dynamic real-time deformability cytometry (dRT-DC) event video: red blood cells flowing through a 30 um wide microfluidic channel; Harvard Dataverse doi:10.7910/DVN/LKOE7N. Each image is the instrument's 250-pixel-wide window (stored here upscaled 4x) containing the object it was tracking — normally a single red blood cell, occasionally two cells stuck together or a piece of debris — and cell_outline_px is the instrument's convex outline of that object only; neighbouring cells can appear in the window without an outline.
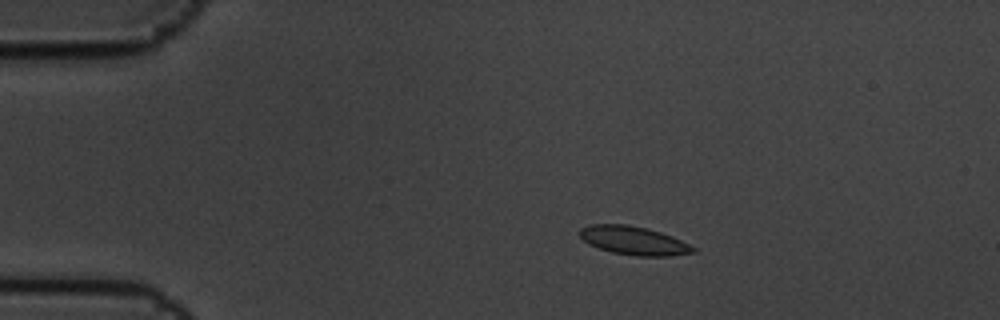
{"species": "common noctule bat (a hibernating species)", "species_latin": "Nyctalus noctula", "temperature_condition": "cold", "stored_images_in_passage": 6, "camera_frame_rate_fps": 3000, "um_per_image_px": 0.085, "animal": {"sex": "male", "body_mass_g": 19.5, "forearm_length_mm": 54.6}, "frame": {"image": 1, "passage_image": 2, "time_ms": 0.333, "image_size_px": [1000, 320], "cell_outline_px": [[696, 252], [668, 256], [636, 256], [612, 252], [588, 244], [576, 232], [580, 228], [588, 224], [628, 224], [648, 228], [672, 236], [696, 248]], "centroid_in_image_um": [53.83, 20.43], "position_along_channel_um": 31.2, "area_um2": 18.96}}
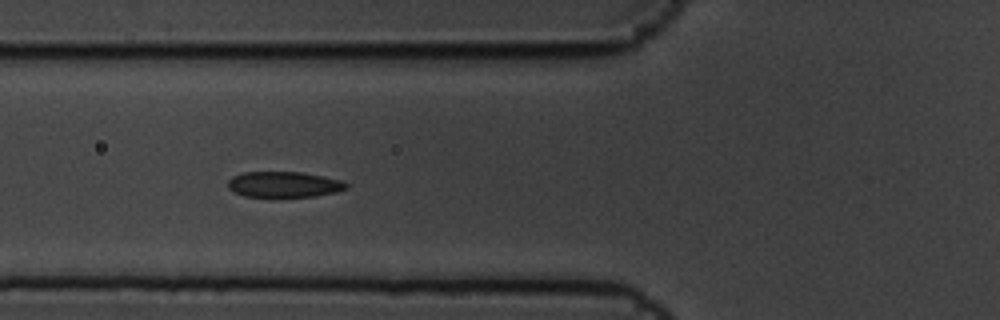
{"frame": {"image": 2, "passage_image": 5, "time_ms": 1.333, "image_size_px": [1000, 320], "cell_outline_px": [[348, 188], [336, 192], [316, 196], [272, 200], [244, 196], [228, 188], [228, 180], [232, 176], [244, 172], [300, 172], [344, 180], [348, 184]], "centroid_in_image_um": [24.13, 15.73], "position_along_channel_um": 101.7, "area_um2": 18.67}}
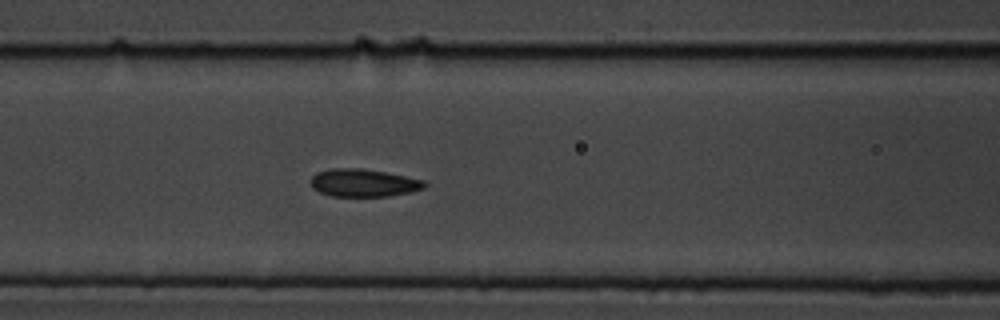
{"frame": {"image": 3, "passage_image": 6, "time_ms": 1.667, "image_size_px": [1000, 320], "cell_outline_px": [[428, 184], [424, 188], [408, 192], [388, 196], [332, 196], [320, 192], [312, 188], [312, 176], [316, 172], [332, 168], [360, 168], [384, 172], [424, 180]], "centroid_in_image_um": [30.88, 15.54], "position_along_channel_um": 135.7, "area_um2": 18.21}}